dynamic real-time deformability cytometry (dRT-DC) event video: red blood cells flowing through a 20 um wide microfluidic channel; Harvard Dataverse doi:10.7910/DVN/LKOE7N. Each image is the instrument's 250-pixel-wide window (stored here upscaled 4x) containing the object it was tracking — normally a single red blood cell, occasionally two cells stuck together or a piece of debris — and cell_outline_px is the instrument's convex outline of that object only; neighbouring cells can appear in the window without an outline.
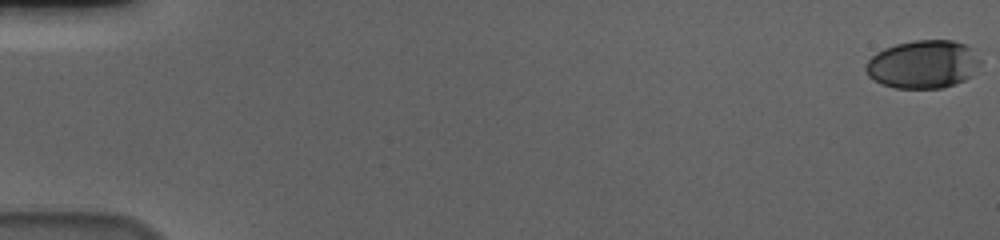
{"species": "human", "species_latin": "Homo sapiens", "temperature_condition": "cold", "stored_images_in_passage": 58, "camera_frame_rate_fps": 3000, "um_per_image_px": 0.085, "donor": {"sex": "male"}, "frame": {"image": 1, "passage_image": 1, "time_ms": 0.0, "image_size_px": [1000, 240], "cell_outline_px": [[980, 64], [972, 76], [956, 84], [944, 88], [896, 88], [880, 84], [868, 76], [864, 68], [864, 64], [876, 52], [884, 48], [896, 44], [916, 40], [952, 40], [968, 44], [972, 48], [980, 60]], "centroid_in_image_um": [78.46, 5.47], "position_along_channel_um": 6.5, "area_um2": 32.54}}
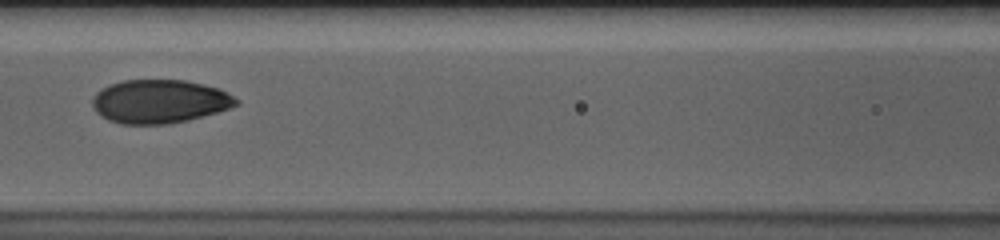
{"frame": {"image": 2, "passage_image": 28, "time_ms": 9.0, "image_size_px": [1000, 240], "cell_outline_px": [[240, 104], [216, 112], [188, 120], [168, 124], [124, 124], [108, 120], [100, 116], [96, 112], [92, 104], [92, 100], [96, 92], [112, 84], [124, 80], [184, 80], [216, 88], [240, 100]], "centroid_in_image_um": [13.53, 8.63], "position_along_channel_um": 153.1, "area_um2": 36.13}}
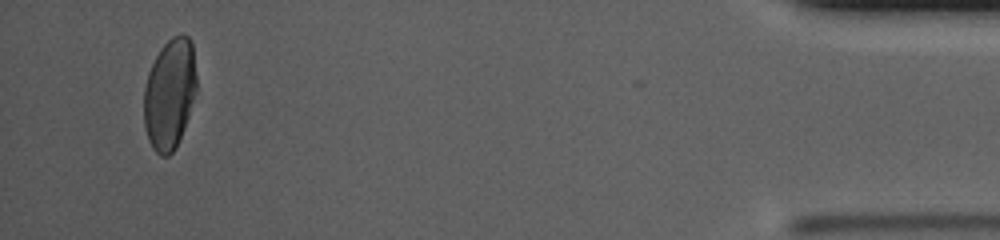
{"frame": {"image": 3, "passage_image": 56, "time_ms": 18.333, "image_size_px": [1000, 240], "cell_outline_px": [[196, 92], [184, 128], [176, 148], [168, 156], [160, 156], [152, 148], [148, 140], [144, 124], [144, 88], [148, 72], [160, 48], [172, 36], [180, 32], [184, 32], [188, 36], [192, 44], [196, 76]], "centroid_in_image_um": [14.41, 7.97], "position_along_channel_um": 420.8, "area_um2": 34.16}, "authors_computed_cell_mechanics": {"area_um2": 35.8649, "velocity_mm_per_s": 3.6379, "shape_relaxation_time_tau1_ms": 4.9944, "shape_relaxation_time_tau2_ms": 0.9621, "deformation_change_tau1": 0.1772, "deformation_change_tau2": 0.0386}}